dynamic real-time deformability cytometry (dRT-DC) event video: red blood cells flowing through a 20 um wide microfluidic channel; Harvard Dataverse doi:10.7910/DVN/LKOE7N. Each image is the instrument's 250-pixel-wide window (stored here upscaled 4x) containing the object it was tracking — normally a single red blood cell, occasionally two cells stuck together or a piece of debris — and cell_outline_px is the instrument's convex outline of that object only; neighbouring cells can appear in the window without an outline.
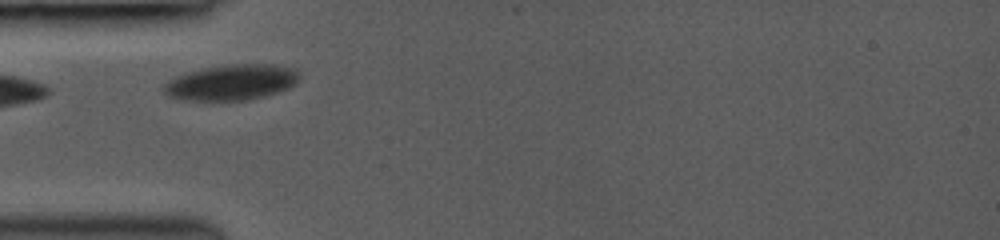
{"species": "common noctule bat (a hibernating species)", "species_latin": "Nyctalus noctula", "temperature_condition": "room temperature", "stored_images_in_passage": 4, "camera_frame_rate_fps": 3000, "um_per_image_px": 0.085, "animal": {"sex": "female", "body_mass_g": 19.0, "forearm_length_mm": 53.3}, "frame": {"image": 1, "passage_image": 2, "time_ms": 0.667, "image_size_px": [1000, 240], "cell_outline_px": [[300, 76], [296, 84], [288, 88], [264, 96], [244, 100], [188, 100], [168, 96], [164, 92], [164, 84], [168, 80], [184, 72], [200, 68], [232, 64], [272, 64], [292, 68], [300, 72]], "centroid_in_image_um": [19.67, 6.98], "position_along_channel_um": 65.3, "area_um2": 28.15}}